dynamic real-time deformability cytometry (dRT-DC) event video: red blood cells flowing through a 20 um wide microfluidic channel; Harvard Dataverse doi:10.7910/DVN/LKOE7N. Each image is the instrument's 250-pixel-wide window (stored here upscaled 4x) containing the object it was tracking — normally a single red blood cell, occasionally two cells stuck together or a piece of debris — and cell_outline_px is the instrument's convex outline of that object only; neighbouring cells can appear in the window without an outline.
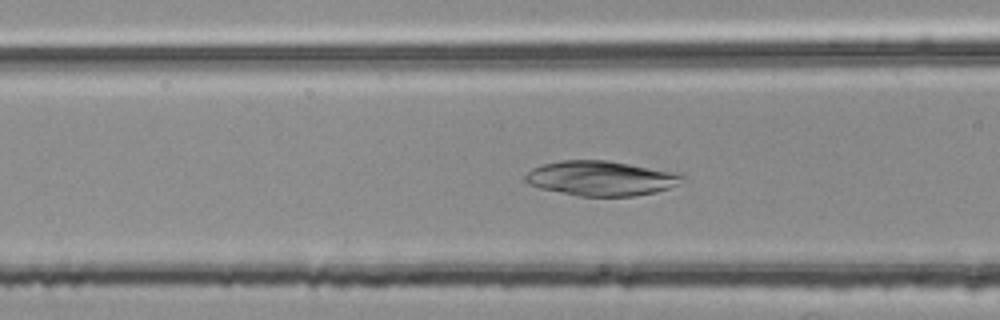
{"species": "common noctule bat (a hibernating species)", "species_latin": "Nyctalus noctula", "temperature_condition": "room temperature", "stored_images_in_passage": 52, "camera_frame_rate_fps": 3000, "um_per_image_px": 0.085, "animal": {"sex": "female", "body_mass_g": 25.1}, "frame": {"image": 1, "passage_image": 21, "time_ms": 6.667, "image_size_px": [1000, 320], "cell_outline_px": [[688, 180], [668, 188], [656, 192], [632, 196], [580, 196], [540, 188], [528, 184], [524, 180], [524, 176], [532, 168], [544, 164], [560, 160], [604, 160], [684, 172], [688, 176]], "centroid_in_image_um": [51.19, 15.14], "position_along_channel_um": 115.4, "area_um2": 32.31}}
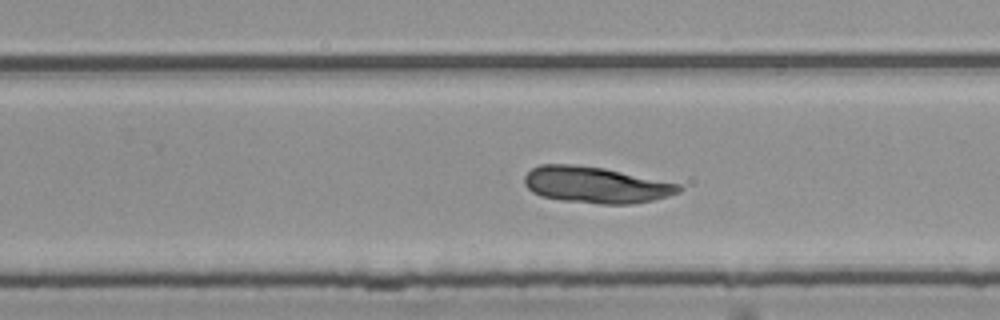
{"frame": {"image": 2, "passage_image": 34, "time_ms": 11.0, "image_size_px": [1000, 320], "cell_outline_px": [[684, 188], [680, 192], [668, 196], [652, 200], [632, 204], [600, 204], [560, 200], [540, 196], [532, 192], [524, 184], [524, 176], [532, 168], [540, 164], [572, 164], [604, 168], [680, 184]], "centroid_in_image_um": [50.62, 15.72], "position_along_channel_um": 279.2, "area_um2": 32.77}}
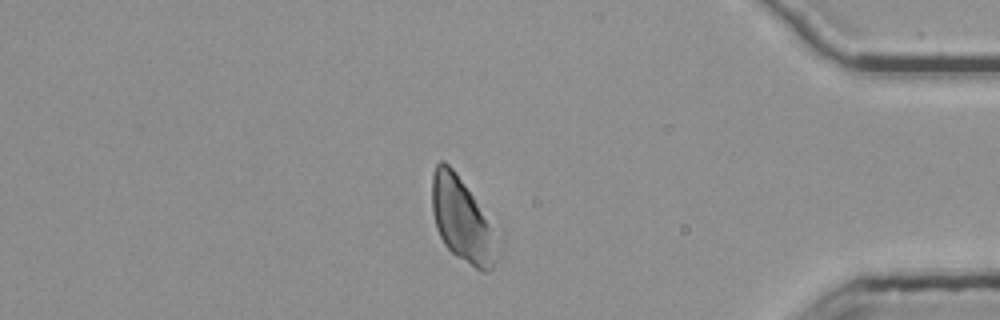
{"frame": {"image": 3, "passage_image": 46, "time_ms": 15.0, "image_size_px": [1000, 320], "cell_outline_px": [[496, 260], [492, 268], [488, 272], [484, 272], [476, 268], [456, 256], [444, 244], [436, 228], [432, 212], [432, 176], [436, 164], [440, 160], [444, 160], [456, 172], [472, 196], [492, 228]], "centroid_in_image_um": [39.19, 18.67], "position_along_channel_um": 396.0, "area_um2": 30.87}}